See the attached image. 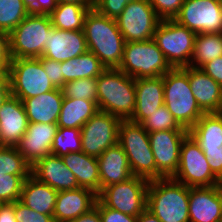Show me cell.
I'll use <instances>...</instances> for the list:
<instances>
[{"label":"cell","instance_id":"6da1fadb","mask_svg":"<svg viewBox=\"0 0 222 222\" xmlns=\"http://www.w3.org/2000/svg\"><path fill=\"white\" fill-rule=\"evenodd\" d=\"M84 33L88 51H91L105 68H119L125 40L116 19L91 9L84 20Z\"/></svg>","mask_w":222,"mask_h":222},{"label":"cell","instance_id":"e0dca14e","mask_svg":"<svg viewBox=\"0 0 222 222\" xmlns=\"http://www.w3.org/2000/svg\"><path fill=\"white\" fill-rule=\"evenodd\" d=\"M43 57L64 62L88 51L84 30L65 31L54 28L48 30Z\"/></svg>","mask_w":222,"mask_h":222},{"label":"cell","instance_id":"ab89813d","mask_svg":"<svg viewBox=\"0 0 222 222\" xmlns=\"http://www.w3.org/2000/svg\"><path fill=\"white\" fill-rule=\"evenodd\" d=\"M15 218L17 222H55L53 216L32 210L20 200L15 201Z\"/></svg>","mask_w":222,"mask_h":222},{"label":"cell","instance_id":"ba28073f","mask_svg":"<svg viewBox=\"0 0 222 222\" xmlns=\"http://www.w3.org/2000/svg\"><path fill=\"white\" fill-rule=\"evenodd\" d=\"M196 33L175 20H161L153 39L172 68L190 65Z\"/></svg>","mask_w":222,"mask_h":222},{"label":"cell","instance_id":"f5cc1de1","mask_svg":"<svg viewBox=\"0 0 222 222\" xmlns=\"http://www.w3.org/2000/svg\"><path fill=\"white\" fill-rule=\"evenodd\" d=\"M57 4L60 3H75L80 4L86 8H94L91 0H56Z\"/></svg>","mask_w":222,"mask_h":222},{"label":"cell","instance_id":"4dcf8cb0","mask_svg":"<svg viewBox=\"0 0 222 222\" xmlns=\"http://www.w3.org/2000/svg\"><path fill=\"white\" fill-rule=\"evenodd\" d=\"M75 3H60L49 15L52 26L59 30L74 31L84 30V20L89 10Z\"/></svg>","mask_w":222,"mask_h":222},{"label":"cell","instance_id":"c3c4849f","mask_svg":"<svg viewBox=\"0 0 222 222\" xmlns=\"http://www.w3.org/2000/svg\"><path fill=\"white\" fill-rule=\"evenodd\" d=\"M0 222H17L15 218V202L0 205Z\"/></svg>","mask_w":222,"mask_h":222},{"label":"cell","instance_id":"f546056e","mask_svg":"<svg viewBox=\"0 0 222 222\" xmlns=\"http://www.w3.org/2000/svg\"><path fill=\"white\" fill-rule=\"evenodd\" d=\"M61 67L64 84L77 79L95 78L106 69L91 51L61 62Z\"/></svg>","mask_w":222,"mask_h":222},{"label":"cell","instance_id":"7bdbcfd3","mask_svg":"<svg viewBox=\"0 0 222 222\" xmlns=\"http://www.w3.org/2000/svg\"><path fill=\"white\" fill-rule=\"evenodd\" d=\"M98 210L102 222H137V217L124 214L112 208H108L104 206L99 200H98Z\"/></svg>","mask_w":222,"mask_h":222},{"label":"cell","instance_id":"f907efd6","mask_svg":"<svg viewBox=\"0 0 222 222\" xmlns=\"http://www.w3.org/2000/svg\"><path fill=\"white\" fill-rule=\"evenodd\" d=\"M71 222H102L100 213L98 210V199L93 208H91L88 212L83 213L82 215L78 216L75 220Z\"/></svg>","mask_w":222,"mask_h":222},{"label":"cell","instance_id":"f35d334b","mask_svg":"<svg viewBox=\"0 0 222 222\" xmlns=\"http://www.w3.org/2000/svg\"><path fill=\"white\" fill-rule=\"evenodd\" d=\"M185 0H149L161 20H174Z\"/></svg>","mask_w":222,"mask_h":222},{"label":"cell","instance_id":"7a4b0ae2","mask_svg":"<svg viewBox=\"0 0 222 222\" xmlns=\"http://www.w3.org/2000/svg\"><path fill=\"white\" fill-rule=\"evenodd\" d=\"M97 79V107L121 120H129L135 110V79L118 68H106Z\"/></svg>","mask_w":222,"mask_h":222},{"label":"cell","instance_id":"d4e9b609","mask_svg":"<svg viewBox=\"0 0 222 222\" xmlns=\"http://www.w3.org/2000/svg\"><path fill=\"white\" fill-rule=\"evenodd\" d=\"M97 160L100 191L104 187L123 182L133 176L126 153L118 143L106 149Z\"/></svg>","mask_w":222,"mask_h":222},{"label":"cell","instance_id":"4fadbf2b","mask_svg":"<svg viewBox=\"0 0 222 222\" xmlns=\"http://www.w3.org/2000/svg\"><path fill=\"white\" fill-rule=\"evenodd\" d=\"M122 120L103 111L96 112L82 127V152L98 158L106 149L118 143Z\"/></svg>","mask_w":222,"mask_h":222},{"label":"cell","instance_id":"2e32d148","mask_svg":"<svg viewBox=\"0 0 222 222\" xmlns=\"http://www.w3.org/2000/svg\"><path fill=\"white\" fill-rule=\"evenodd\" d=\"M57 124L29 123L16 149L33 166L38 160L51 155V147L58 131Z\"/></svg>","mask_w":222,"mask_h":222},{"label":"cell","instance_id":"9a60e30c","mask_svg":"<svg viewBox=\"0 0 222 222\" xmlns=\"http://www.w3.org/2000/svg\"><path fill=\"white\" fill-rule=\"evenodd\" d=\"M188 131H153L148 133L156 164V179L172 178L179 166L180 148Z\"/></svg>","mask_w":222,"mask_h":222},{"label":"cell","instance_id":"83f0119b","mask_svg":"<svg viewBox=\"0 0 222 222\" xmlns=\"http://www.w3.org/2000/svg\"><path fill=\"white\" fill-rule=\"evenodd\" d=\"M201 150H214L222 146V112L205 113L188 131Z\"/></svg>","mask_w":222,"mask_h":222},{"label":"cell","instance_id":"5b68a950","mask_svg":"<svg viewBox=\"0 0 222 222\" xmlns=\"http://www.w3.org/2000/svg\"><path fill=\"white\" fill-rule=\"evenodd\" d=\"M118 144L126 153L132 175L149 181L156 179L155 158L148 132L141 124L122 120L119 125Z\"/></svg>","mask_w":222,"mask_h":222},{"label":"cell","instance_id":"d6986e66","mask_svg":"<svg viewBox=\"0 0 222 222\" xmlns=\"http://www.w3.org/2000/svg\"><path fill=\"white\" fill-rule=\"evenodd\" d=\"M28 124L22 101L11 95L0 107V146H16Z\"/></svg>","mask_w":222,"mask_h":222},{"label":"cell","instance_id":"8992f818","mask_svg":"<svg viewBox=\"0 0 222 222\" xmlns=\"http://www.w3.org/2000/svg\"><path fill=\"white\" fill-rule=\"evenodd\" d=\"M134 79L163 76L172 67L154 39L125 42L119 68Z\"/></svg>","mask_w":222,"mask_h":222},{"label":"cell","instance_id":"60d3db41","mask_svg":"<svg viewBox=\"0 0 222 222\" xmlns=\"http://www.w3.org/2000/svg\"><path fill=\"white\" fill-rule=\"evenodd\" d=\"M134 0H99L94 9L109 18L117 19L128 3Z\"/></svg>","mask_w":222,"mask_h":222},{"label":"cell","instance_id":"9c48e42d","mask_svg":"<svg viewBox=\"0 0 222 222\" xmlns=\"http://www.w3.org/2000/svg\"><path fill=\"white\" fill-rule=\"evenodd\" d=\"M8 76L11 84V95L25 100L54 90L39 58L12 59Z\"/></svg>","mask_w":222,"mask_h":222},{"label":"cell","instance_id":"e575fe53","mask_svg":"<svg viewBox=\"0 0 222 222\" xmlns=\"http://www.w3.org/2000/svg\"><path fill=\"white\" fill-rule=\"evenodd\" d=\"M51 151L53 155L60 157L82 151L81 129L59 127Z\"/></svg>","mask_w":222,"mask_h":222},{"label":"cell","instance_id":"4316f807","mask_svg":"<svg viewBox=\"0 0 222 222\" xmlns=\"http://www.w3.org/2000/svg\"><path fill=\"white\" fill-rule=\"evenodd\" d=\"M58 191L30 175L24 181L20 201L28 208L53 216Z\"/></svg>","mask_w":222,"mask_h":222},{"label":"cell","instance_id":"277c9868","mask_svg":"<svg viewBox=\"0 0 222 222\" xmlns=\"http://www.w3.org/2000/svg\"><path fill=\"white\" fill-rule=\"evenodd\" d=\"M164 104L178 124L190 130L205 114L198 106L188 80V66L163 75Z\"/></svg>","mask_w":222,"mask_h":222},{"label":"cell","instance_id":"8fae6325","mask_svg":"<svg viewBox=\"0 0 222 222\" xmlns=\"http://www.w3.org/2000/svg\"><path fill=\"white\" fill-rule=\"evenodd\" d=\"M172 179L188 187H212L222 184L212 173L207 157L190 134L181 144L179 166Z\"/></svg>","mask_w":222,"mask_h":222},{"label":"cell","instance_id":"cb8c5ba5","mask_svg":"<svg viewBox=\"0 0 222 222\" xmlns=\"http://www.w3.org/2000/svg\"><path fill=\"white\" fill-rule=\"evenodd\" d=\"M64 96L60 88L21 100L29 123L57 124Z\"/></svg>","mask_w":222,"mask_h":222},{"label":"cell","instance_id":"1f68e13d","mask_svg":"<svg viewBox=\"0 0 222 222\" xmlns=\"http://www.w3.org/2000/svg\"><path fill=\"white\" fill-rule=\"evenodd\" d=\"M220 56H222V33L196 34L189 66L201 68Z\"/></svg>","mask_w":222,"mask_h":222},{"label":"cell","instance_id":"7dc6e473","mask_svg":"<svg viewBox=\"0 0 222 222\" xmlns=\"http://www.w3.org/2000/svg\"><path fill=\"white\" fill-rule=\"evenodd\" d=\"M200 69L222 87V56L207 62Z\"/></svg>","mask_w":222,"mask_h":222},{"label":"cell","instance_id":"db71d44e","mask_svg":"<svg viewBox=\"0 0 222 222\" xmlns=\"http://www.w3.org/2000/svg\"><path fill=\"white\" fill-rule=\"evenodd\" d=\"M92 1V5L94 6L99 0H91Z\"/></svg>","mask_w":222,"mask_h":222},{"label":"cell","instance_id":"ffe728a7","mask_svg":"<svg viewBox=\"0 0 222 222\" xmlns=\"http://www.w3.org/2000/svg\"><path fill=\"white\" fill-rule=\"evenodd\" d=\"M31 175L56 191L79 188L76 177L65 165L63 159L53 154L38 160L31 167Z\"/></svg>","mask_w":222,"mask_h":222},{"label":"cell","instance_id":"f1b7e54d","mask_svg":"<svg viewBox=\"0 0 222 222\" xmlns=\"http://www.w3.org/2000/svg\"><path fill=\"white\" fill-rule=\"evenodd\" d=\"M98 111L95 101L64 97L57 125L64 128L81 129Z\"/></svg>","mask_w":222,"mask_h":222},{"label":"cell","instance_id":"816d5d0a","mask_svg":"<svg viewBox=\"0 0 222 222\" xmlns=\"http://www.w3.org/2000/svg\"><path fill=\"white\" fill-rule=\"evenodd\" d=\"M137 222H161L149 210L145 209L138 217Z\"/></svg>","mask_w":222,"mask_h":222},{"label":"cell","instance_id":"8d00e7d4","mask_svg":"<svg viewBox=\"0 0 222 222\" xmlns=\"http://www.w3.org/2000/svg\"><path fill=\"white\" fill-rule=\"evenodd\" d=\"M141 125L144 130L148 133L153 131H188L181 127L178 122L174 119L173 115L169 112L166 105L160 106L157 111L151 114L147 119H145Z\"/></svg>","mask_w":222,"mask_h":222},{"label":"cell","instance_id":"7c38bea8","mask_svg":"<svg viewBox=\"0 0 222 222\" xmlns=\"http://www.w3.org/2000/svg\"><path fill=\"white\" fill-rule=\"evenodd\" d=\"M116 22L125 42H140L153 39L161 19L149 0H134L127 4Z\"/></svg>","mask_w":222,"mask_h":222},{"label":"cell","instance_id":"74e56055","mask_svg":"<svg viewBox=\"0 0 222 222\" xmlns=\"http://www.w3.org/2000/svg\"><path fill=\"white\" fill-rule=\"evenodd\" d=\"M30 175H0V201L11 203L20 200L24 181Z\"/></svg>","mask_w":222,"mask_h":222},{"label":"cell","instance_id":"3957f363","mask_svg":"<svg viewBox=\"0 0 222 222\" xmlns=\"http://www.w3.org/2000/svg\"><path fill=\"white\" fill-rule=\"evenodd\" d=\"M146 209L161 222H190L189 187L172 178L150 180Z\"/></svg>","mask_w":222,"mask_h":222},{"label":"cell","instance_id":"d6a6232c","mask_svg":"<svg viewBox=\"0 0 222 222\" xmlns=\"http://www.w3.org/2000/svg\"><path fill=\"white\" fill-rule=\"evenodd\" d=\"M31 167L15 146H0V175H31Z\"/></svg>","mask_w":222,"mask_h":222},{"label":"cell","instance_id":"bcb514c9","mask_svg":"<svg viewBox=\"0 0 222 222\" xmlns=\"http://www.w3.org/2000/svg\"><path fill=\"white\" fill-rule=\"evenodd\" d=\"M207 157L212 173L222 182V146L214 150H202Z\"/></svg>","mask_w":222,"mask_h":222},{"label":"cell","instance_id":"681fc988","mask_svg":"<svg viewBox=\"0 0 222 222\" xmlns=\"http://www.w3.org/2000/svg\"><path fill=\"white\" fill-rule=\"evenodd\" d=\"M11 96V84L8 73L0 74V107Z\"/></svg>","mask_w":222,"mask_h":222},{"label":"cell","instance_id":"7402d4cb","mask_svg":"<svg viewBox=\"0 0 222 222\" xmlns=\"http://www.w3.org/2000/svg\"><path fill=\"white\" fill-rule=\"evenodd\" d=\"M97 194L86 188L58 191L53 218L55 222H71L93 208Z\"/></svg>","mask_w":222,"mask_h":222},{"label":"cell","instance_id":"52a82bcc","mask_svg":"<svg viewBox=\"0 0 222 222\" xmlns=\"http://www.w3.org/2000/svg\"><path fill=\"white\" fill-rule=\"evenodd\" d=\"M52 27L49 15L29 13L26 18L9 33L12 59L39 58L43 55L48 30Z\"/></svg>","mask_w":222,"mask_h":222},{"label":"cell","instance_id":"836d02e7","mask_svg":"<svg viewBox=\"0 0 222 222\" xmlns=\"http://www.w3.org/2000/svg\"><path fill=\"white\" fill-rule=\"evenodd\" d=\"M29 13L23 0H0V30L10 33Z\"/></svg>","mask_w":222,"mask_h":222},{"label":"cell","instance_id":"5bb4252c","mask_svg":"<svg viewBox=\"0 0 222 222\" xmlns=\"http://www.w3.org/2000/svg\"><path fill=\"white\" fill-rule=\"evenodd\" d=\"M174 20L200 33H222V0H185Z\"/></svg>","mask_w":222,"mask_h":222},{"label":"cell","instance_id":"44dd1931","mask_svg":"<svg viewBox=\"0 0 222 222\" xmlns=\"http://www.w3.org/2000/svg\"><path fill=\"white\" fill-rule=\"evenodd\" d=\"M135 91V110L129 120L141 124L164 105L163 76L135 79Z\"/></svg>","mask_w":222,"mask_h":222},{"label":"cell","instance_id":"f6af8a7d","mask_svg":"<svg viewBox=\"0 0 222 222\" xmlns=\"http://www.w3.org/2000/svg\"><path fill=\"white\" fill-rule=\"evenodd\" d=\"M11 60L9 33L0 30V74L8 71Z\"/></svg>","mask_w":222,"mask_h":222},{"label":"cell","instance_id":"603a6c76","mask_svg":"<svg viewBox=\"0 0 222 222\" xmlns=\"http://www.w3.org/2000/svg\"><path fill=\"white\" fill-rule=\"evenodd\" d=\"M191 91L204 113L222 112V87L200 68L188 66Z\"/></svg>","mask_w":222,"mask_h":222},{"label":"cell","instance_id":"ee69618b","mask_svg":"<svg viewBox=\"0 0 222 222\" xmlns=\"http://www.w3.org/2000/svg\"><path fill=\"white\" fill-rule=\"evenodd\" d=\"M30 13L50 15L57 7L56 0H23Z\"/></svg>","mask_w":222,"mask_h":222},{"label":"cell","instance_id":"ac0fdd59","mask_svg":"<svg viewBox=\"0 0 222 222\" xmlns=\"http://www.w3.org/2000/svg\"><path fill=\"white\" fill-rule=\"evenodd\" d=\"M190 222H220L222 184L212 187H189Z\"/></svg>","mask_w":222,"mask_h":222},{"label":"cell","instance_id":"484cf974","mask_svg":"<svg viewBox=\"0 0 222 222\" xmlns=\"http://www.w3.org/2000/svg\"><path fill=\"white\" fill-rule=\"evenodd\" d=\"M74 174L80 188H86L95 194L100 193L99 163L96 157L84 152H71L61 157Z\"/></svg>","mask_w":222,"mask_h":222},{"label":"cell","instance_id":"d590c367","mask_svg":"<svg viewBox=\"0 0 222 222\" xmlns=\"http://www.w3.org/2000/svg\"><path fill=\"white\" fill-rule=\"evenodd\" d=\"M97 79L83 78L69 81L61 88L64 97L97 102Z\"/></svg>","mask_w":222,"mask_h":222},{"label":"cell","instance_id":"30bf717a","mask_svg":"<svg viewBox=\"0 0 222 222\" xmlns=\"http://www.w3.org/2000/svg\"><path fill=\"white\" fill-rule=\"evenodd\" d=\"M149 180L132 176L128 180L104 187L97 199L106 207L138 217L147 206Z\"/></svg>","mask_w":222,"mask_h":222},{"label":"cell","instance_id":"b9f144b4","mask_svg":"<svg viewBox=\"0 0 222 222\" xmlns=\"http://www.w3.org/2000/svg\"><path fill=\"white\" fill-rule=\"evenodd\" d=\"M40 62L46 72V75L56 88H62L64 85V78L62 74L61 62L45 58L43 56L39 57Z\"/></svg>","mask_w":222,"mask_h":222}]
</instances>
